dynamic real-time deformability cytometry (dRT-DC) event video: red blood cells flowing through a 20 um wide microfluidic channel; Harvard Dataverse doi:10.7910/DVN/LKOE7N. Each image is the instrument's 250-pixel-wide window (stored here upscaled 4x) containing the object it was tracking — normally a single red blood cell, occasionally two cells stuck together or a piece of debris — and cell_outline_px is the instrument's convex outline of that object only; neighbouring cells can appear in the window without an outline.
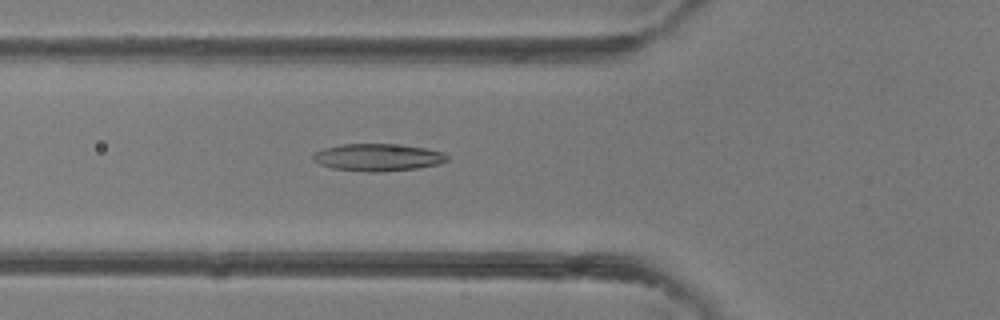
{"species": "common noctule bat (a hibernating species)", "species_latin": "Nyctalus noctula", "temperature_condition": "room temperature", "stored_images_in_passage": 26, "camera_frame_rate_fps": 3000, "um_per_image_px": 0.085, "animal": {"sex": "female"}, "frame": {"image": 1, "passage_image": 2, "time_ms": 0.333, "image_size_px": [1000, 320], "cell_outline_px": [[448, 160], [440, 164], [416, 168], [380, 172], [364, 172], [332, 168], [320, 164], [312, 160], [312, 156], [316, 152], [324, 148], [340, 144], [392, 144], [424, 148], [444, 152], [448, 156]], "centroid_in_image_um": [32.11, 13.38], "position_along_channel_um": 93.7, "area_um2": 21.33}}
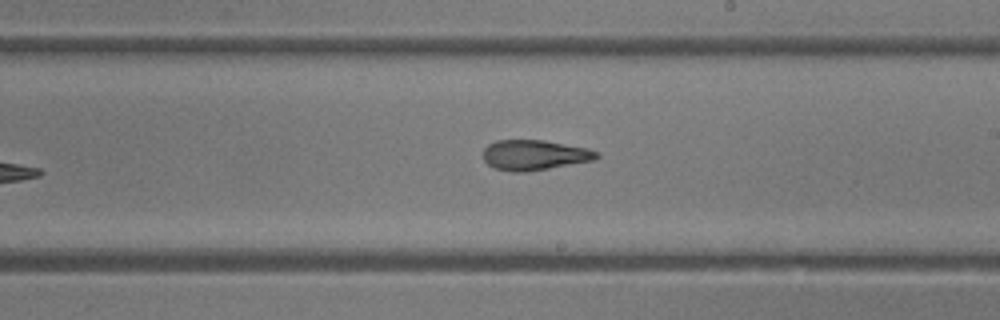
{"frame": {"image": 2, "passage_image": 11, "time_ms": 3.333, "image_size_px": [1000, 320], "cell_outline_px": [[600, 156], [596, 160], [524, 172], [512, 172], [496, 168], [488, 164], [484, 160], [484, 148], [488, 144], [496, 140], [544, 140], [588, 148], [596, 152]], "centroid_in_image_um": [45.43, 13.17], "position_along_channel_um": 243.6, "area_um2": 19.88}}
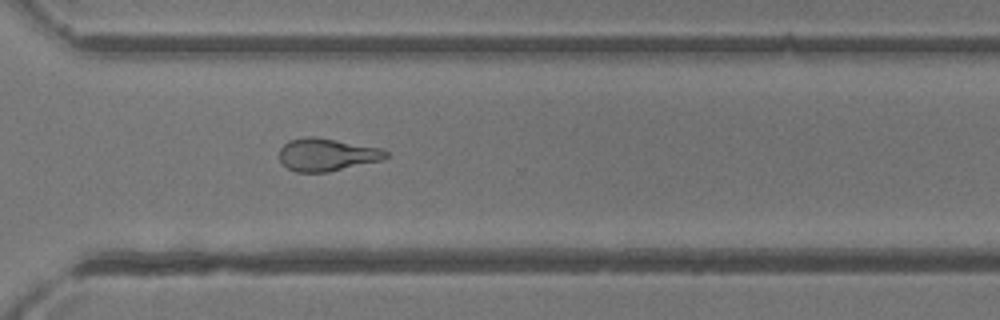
{"frame": {"image": 3, "passage_image": 17, "time_ms": 5.333, "image_size_px": [1000, 320], "cell_outline_px": [[388, 156], [380, 160], [328, 172], [296, 172], [288, 168], [280, 160], [280, 148], [288, 140], [304, 136], [316, 136], [380, 148], [388, 152]], "centroid_in_image_um": [27.75, 13.13], "position_along_channel_um": 342.9, "area_um2": 20.17}}